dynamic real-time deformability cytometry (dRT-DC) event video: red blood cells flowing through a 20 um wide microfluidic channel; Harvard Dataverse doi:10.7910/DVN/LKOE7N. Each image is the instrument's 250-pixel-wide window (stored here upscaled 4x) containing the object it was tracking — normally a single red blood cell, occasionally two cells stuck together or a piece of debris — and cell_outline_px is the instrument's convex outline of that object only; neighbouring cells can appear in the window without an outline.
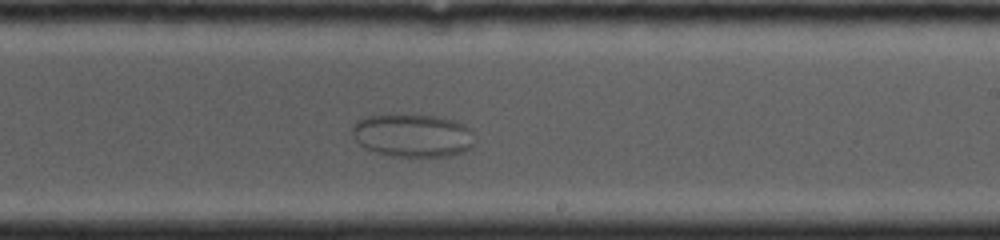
{"species": "common noctule bat (a hibernating species)", "species_latin": "Nyctalus noctula", "temperature_condition": "cold", "stored_images_in_passage": 31, "camera_frame_rate_fps": 4000, "um_per_image_px": 0.085, "animal": {"sex": "female", "body_mass_g": 19.0, "forearm_length_mm": 53.3}, "frame": {"image": 1, "passage_image": 18, "time_ms": 7.75, "image_size_px": [1000, 240], "cell_outline_px": [[472, 152], [448, 156], [420, 160], [388, 156], [364, 148], [356, 140], [352, 132], [352, 124], [356, 120], [364, 116], [440, 116], [464, 124], [472, 132]], "centroid_in_image_um": [35.11, 11.59], "position_along_channel_um": 253.9, "area_um2": 31.56}}